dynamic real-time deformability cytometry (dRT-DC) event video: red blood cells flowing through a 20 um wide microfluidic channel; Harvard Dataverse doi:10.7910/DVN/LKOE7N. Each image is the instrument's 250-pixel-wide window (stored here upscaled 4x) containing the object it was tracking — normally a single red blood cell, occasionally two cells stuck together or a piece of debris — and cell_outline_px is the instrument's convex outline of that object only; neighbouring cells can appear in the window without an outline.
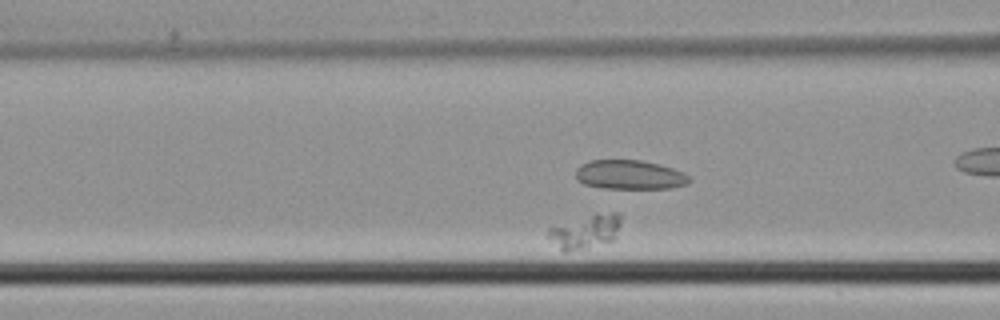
{"species": "common noctule bat (a hibernating species)", "species_latin": "Nyctalus noctula", "temperature_condition": "cold", "stored_images_in_passage": 31, "camera_frame_rate_fps": 3000, "um_per_image_px": 0.085, "animal": {"sex": "male", "body_mass_g": 21.5, "forearm_length_mm": 52.0}, "frame": {"image": 1, "passage_image": 10, "time_ms": 3.0, "image_size_px": [1000, 320], "cell_outline_px": [[620, 224], [612, 240], [588, 248], [568, 252], [564, 252], [548, 236], [548, 228], [596, 212], [620, 212]], "centroid_in_image_um": [49.77, 19.65], "position_along_channel_um": 116.8, "area_um2": 14.28}}